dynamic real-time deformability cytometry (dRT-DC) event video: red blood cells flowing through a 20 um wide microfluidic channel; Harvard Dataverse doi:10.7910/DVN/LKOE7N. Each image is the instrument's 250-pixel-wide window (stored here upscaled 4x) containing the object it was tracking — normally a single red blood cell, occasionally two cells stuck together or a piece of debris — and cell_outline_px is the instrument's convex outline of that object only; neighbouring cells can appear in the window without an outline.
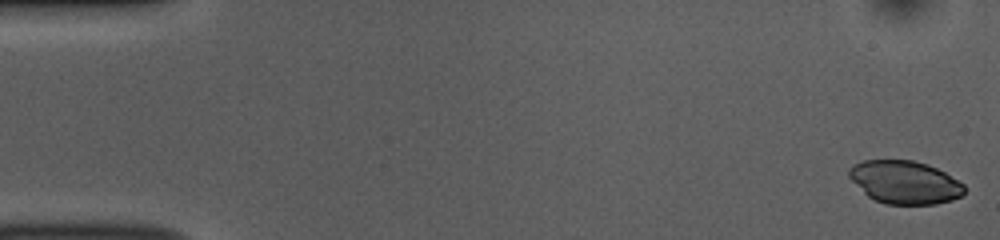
{"species": "common noctule bat (a hibernating species)", "species_latin": "Nyctalus noctula", "temperature_condition": "room temperature", "stored_images_in_passage": 52, "camera_frame_rate_fps": 3000, "um_per_image_px": 0.085, "animal": {"sex": "female", "body_mass_g": 10.0, "forearm_length_mm": 53.1}, "frame": {"image": 1, "passage_image": 1, "time_ms": 0.0, "image_size_px": [1000, 240], "cell_outline_px": [[964, 192], [960, 196], [952, 200], [936, 204], [884, 204], [868, 196], [848, 176], [848, 168], [852, 164], [864, 160], [912, 160], [928, 164], [944, 172], [964, 184]], "centroid_in_image_um": [76.89, 15.48], "position_along_channel_um": 8.1, "area_um2": 28.84}}
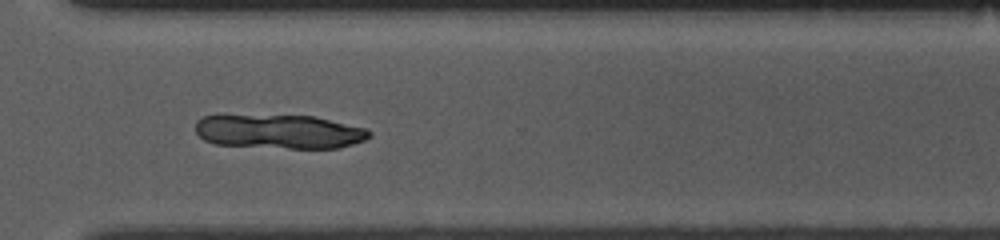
{"frame": {"image": 2, "passage_image": 38, "time_ms": 12.333, "image_size_px": [1000, 240], "cell_outline_px": [[372, 136], [364, 140], [340, 148], [288, 148], [216, 144], [204, 140], [196, 132], [196, 120], [204, 116], [316, 116], [368, 128], [372, 132]], "centroid_in_image_um": [23.82, 11.19], "position_along_channel_um": 346.8, "area_um2": 34.39}}
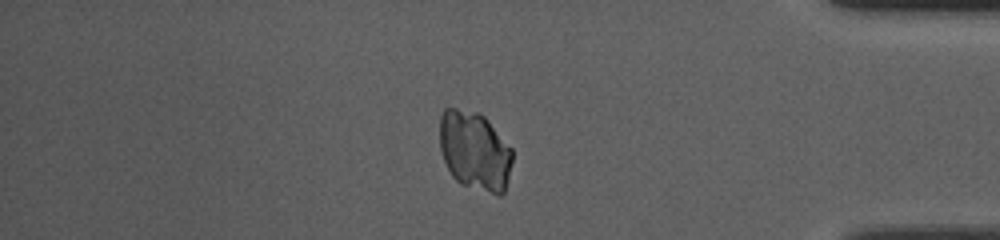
{"frame": {"image": 3, "passage_image": 44, "time_ms": 14.333, "image_size_px": [1000, 240], "cell_outline_px": [[512, 160], [504, 192], [500, 196], [496, 196], [460, 184], [452, 176], [444, 160], [440, 148], [440, 116], [444, 108], [456, 108], [480, 112], [488, 120], [512, 148]], "centroid_in_image_um": [40.35, 12.82], "position_along_channel_um": 394.9, "area_um2": 33.81}}